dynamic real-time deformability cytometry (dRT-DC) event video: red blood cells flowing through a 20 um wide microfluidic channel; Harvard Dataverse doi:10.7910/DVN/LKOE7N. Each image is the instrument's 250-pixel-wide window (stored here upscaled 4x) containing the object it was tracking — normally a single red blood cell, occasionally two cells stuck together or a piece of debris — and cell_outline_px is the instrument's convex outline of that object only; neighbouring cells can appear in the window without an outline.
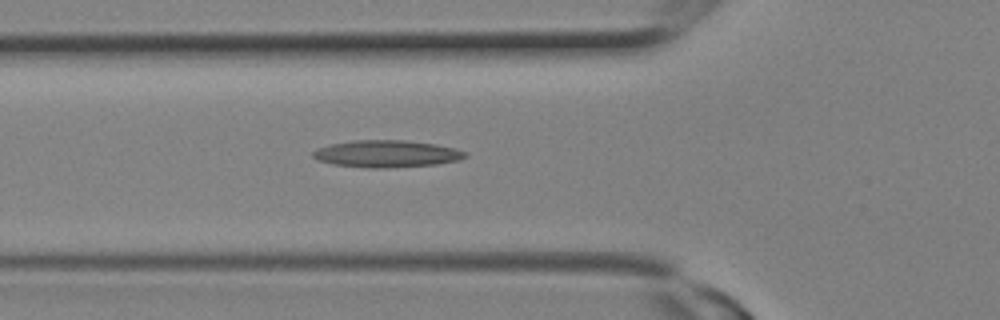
{"species": "Egyptian fruit bat (a non-hibernating species)", "species_latin": "Rousettus aegyptiacus", "temperature_condition": "room temperature", "stored_images_in_passage": 9, "camera_frame_rate_fps": 3000, "um_per_image_px": 0.085, "animal": {"sex": "female"}, "frame": {"image": 1, "passage_image": 9, "time_ms": 2.667, "image_size_px": [1000, 320], "cell_outline_px": [[468, 156], [456, 160], [436, 164], [388, 168], [368, 168], [332, 164], [316, 160], [312, 156], [312, 152], [316, 148], [328, 144], [352, 140], [404, 140], [436, 144], [456, 148], [468, 152]], "centroid_in_image_um": [32.82, 13.07], "position_along_channel_um": 93.0, "area_um2": 24.28}}